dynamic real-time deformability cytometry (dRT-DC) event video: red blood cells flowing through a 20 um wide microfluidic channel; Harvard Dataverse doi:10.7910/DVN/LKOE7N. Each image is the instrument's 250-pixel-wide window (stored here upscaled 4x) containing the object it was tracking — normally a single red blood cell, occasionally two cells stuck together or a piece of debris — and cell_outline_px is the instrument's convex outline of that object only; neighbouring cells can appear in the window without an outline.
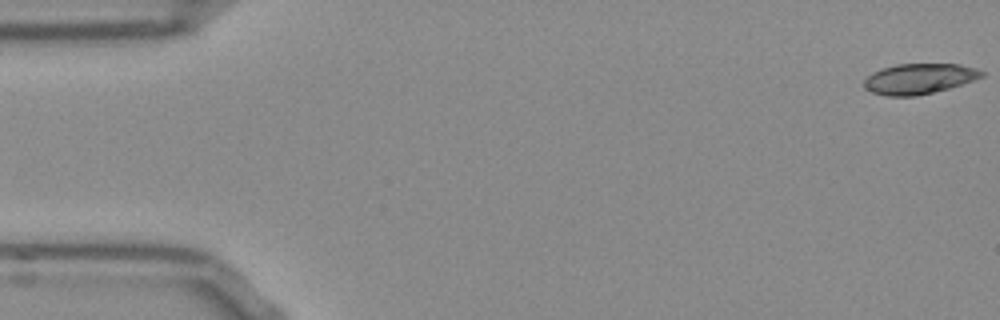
{"species": "Egyptian fruit bat (a non-hibernating species)", "species_latin": "Rousettus aegyptiacus", "temperature_condition": "room temperature", "stored_images_in_passage": 53, "camera_frame_rate_fps": 3000, "um_per_image_px": 0.085, "frame": {"image": 1, "passage_image": 1, "time_ms": 0.0, "image_size_px": [1000, 320], "cell_outline_px": [[984, 76], [948, 88], [916, 96], [888, 96], [872, 92], [864, 88], [864, 80], [872, 72], [880, 68], [896, 64], [960, 64], [976, 68], [984, 72]], "centroid_in_image_um": [78.09, 6.68], "position_along_channel_um": 6.9, "area_um2": 20.75}}
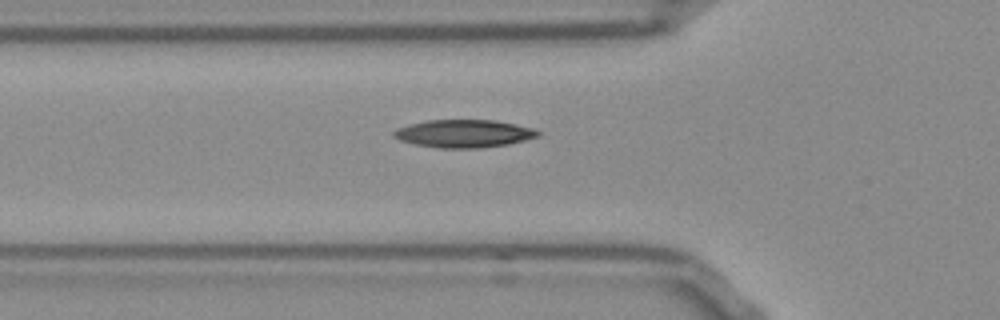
{"frame": {"image": 2, "passage_image": 18, "time_ms": 5.667, "image_size_px": [1000, 320], "cell_outline_px": [[540, 136], [508, 144], [476, 148], [440, 148], [416, 144], [400, 140], [392, 136], [392, 132], [396, 128], [408, 124], [428, 120], [496, 120], [516, 124], [532, 128], [540, 132]], "centroid_in_image_um": [39.41, 11.34], "position_along_channel_um": 86.4, "area_um2": 23.35}}
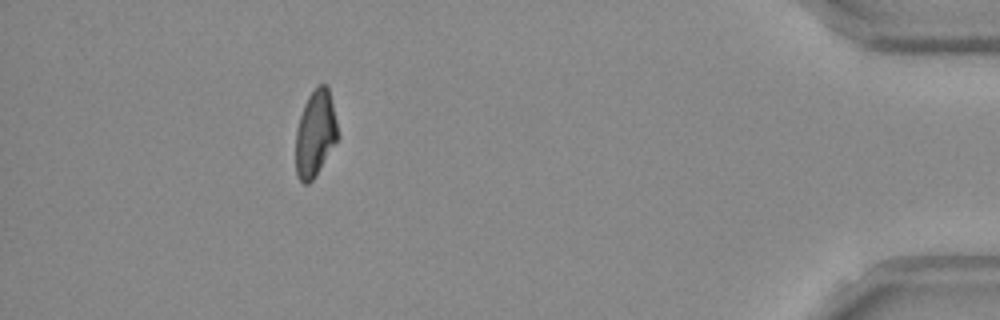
{"frame": {"image": 3, "passage_image": 48, "time_ms": 15.667, "image_size_px": [1000, 320], "cell_outline_px": [[340, 136], [312, 180], [308, 184], [304, 184], [296, 176], [296, 128], [304, 104], [308, 96], [316, 84], [324, 84], [328, 88]], "centroid_in_image_um": [26.79, 11.34], "position_along_channel_um": 408.4, "area_um2": 21.1}, "authors_computed_cell_mechanics": {"area_um2": 21.964, "velocity_mm_per_s": 3.8119, "shape_relaxation_time_tau1_ms": 7.1204, "shape_relaxation_time_tau2_ms": 4.5463, "deformation_change_tau1": 0.2133, "deformation_change_tau2": 0.1072}}